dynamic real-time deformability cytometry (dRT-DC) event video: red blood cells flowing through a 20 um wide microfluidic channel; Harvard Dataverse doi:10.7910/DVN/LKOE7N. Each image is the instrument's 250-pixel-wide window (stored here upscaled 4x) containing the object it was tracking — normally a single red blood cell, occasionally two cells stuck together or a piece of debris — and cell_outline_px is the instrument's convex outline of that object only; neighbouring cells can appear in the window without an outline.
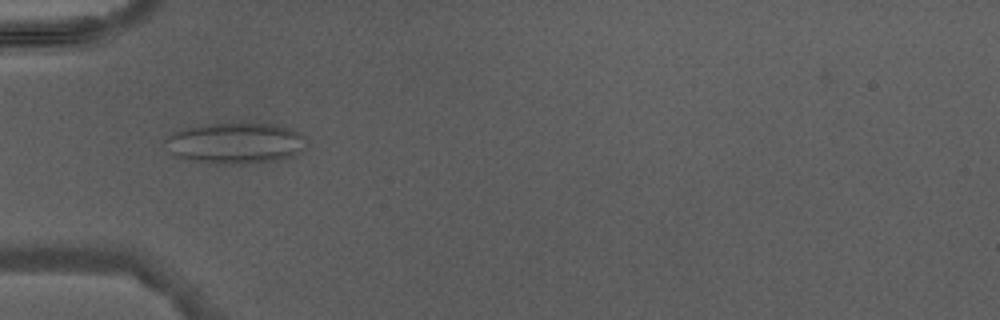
{"species": "Egyptian fruit bat (a non-hibernating species)", "species_latin": "Rousettus aegyptiacus", "temperature_condition": "warm", "stored_images_in_passage": 5, "camera_frame_rate_fps": 3000, "um_per_image_px": 0.085, "animal": {"sex": "male"}, "frame": {"image": 1, "passage_image": 4, "time_ms": 3.667, "image_size_px": [1000, 320], "cell_outline_px": [[304, 148], [292, 156], [284, 160], [244, 164], [220, 164], [192, 160], [176, 156], [172, 152], [164, 140], [172, 132], [184, 128], [204, 124], [272, 124], [292, 128], [300, 132], [304, 136]], "centroid_in_image_um": [20.04, 12.17], "position_along_channel_um": 65.0, "area_um2": 33.64}}